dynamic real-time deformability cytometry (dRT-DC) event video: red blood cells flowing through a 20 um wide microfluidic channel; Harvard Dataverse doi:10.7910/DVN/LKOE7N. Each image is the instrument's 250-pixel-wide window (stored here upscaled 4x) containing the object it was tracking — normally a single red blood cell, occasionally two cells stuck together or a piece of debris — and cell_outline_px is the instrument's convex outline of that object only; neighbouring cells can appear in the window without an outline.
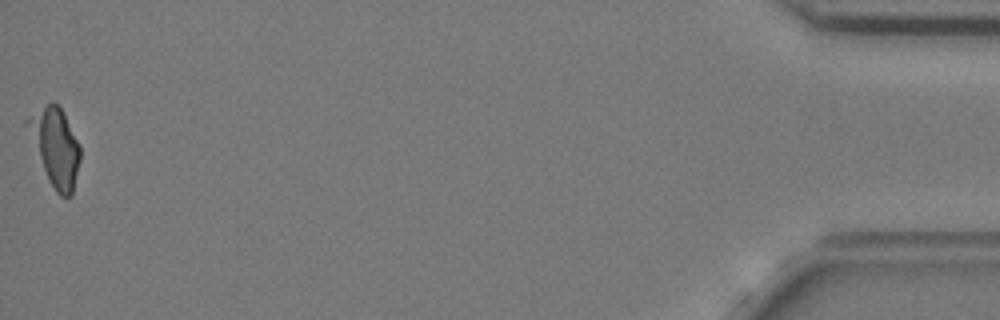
{"species": "common noctule bat (a hibernating species)", "species_latin": "Nyctalus noctula", "temperature_condition": "cold", "stored_images_in_passage": 56, "camera_frame_rate_fps": 3000, "um_per_image_px": 0.085, "animal": {"sex": "female", "body_mass_g": 24.6, "forearm_length_mm": 56.2}, "frame": {"image": 1, "passage_image": 56, "time_ms": 18.333, "image_size_px": [1000, 320], "cell_outline_px": [[80, 160], [72, 196], [60, 196], [56, 192], [48, 180], [24, 124], [24, 120], [52, 100], [60, 108], [80, 144]], "centroid_in_image_um": [4.69, 12.5], "position_along_channel_um": 430.5, "area_um2": 23.52}, "authors_computed_cell_mechanics": {"area_um2": 21.3282, "velocity_mm_per_s": 3.6869, "shape_relaxation_time_tau1_ms": null, "shape_relaxation_time_tau2_ms": 2.2328, "deformation_change_tau1": null, "deformation_change_tau2": 0.0772}}